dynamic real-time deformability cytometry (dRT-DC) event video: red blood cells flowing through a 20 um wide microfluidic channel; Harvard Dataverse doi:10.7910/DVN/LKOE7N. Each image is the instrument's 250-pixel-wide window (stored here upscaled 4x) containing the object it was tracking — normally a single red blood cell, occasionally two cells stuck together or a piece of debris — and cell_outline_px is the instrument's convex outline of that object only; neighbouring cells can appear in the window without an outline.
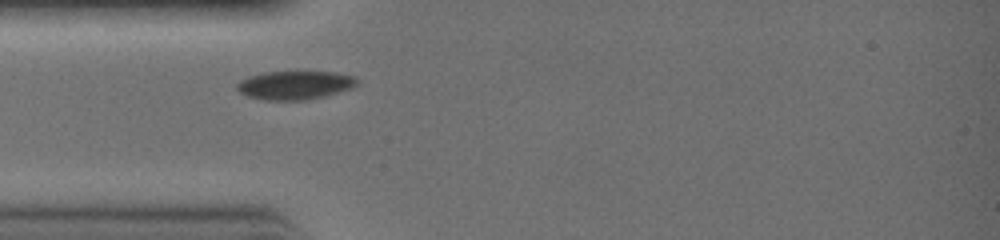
{"species": "common noctule bat (a hibernating species)", "species_latin": "Nyctalus noctula", "temperature_condition": "warm", "stored_images_in_passage": 5, "camera_frame_rate_fps": 3000, "um_per_image_px": 0.085, "animal": {"sex": "female", "body_mass_g": 19.0, "forearm_length_mm": 51.5}, "frame": {"image": 1, "passage_image": 1, "time_ms": 0.0, "image_size_px": [1000, 240], "cell_outline_px": [[356, 84], [352, 88], [324, 96], [304, 100], [264, 100], [248, 96], [240, 92], [236, 88], [236, 84], [240, 80], [248, 76], [264, 72], [336, 72], [356, 76]], "centroid_in_image_um": [25.04, 7.23], "position_along_channel_um": 60.0, "area_um2": 19.94}}